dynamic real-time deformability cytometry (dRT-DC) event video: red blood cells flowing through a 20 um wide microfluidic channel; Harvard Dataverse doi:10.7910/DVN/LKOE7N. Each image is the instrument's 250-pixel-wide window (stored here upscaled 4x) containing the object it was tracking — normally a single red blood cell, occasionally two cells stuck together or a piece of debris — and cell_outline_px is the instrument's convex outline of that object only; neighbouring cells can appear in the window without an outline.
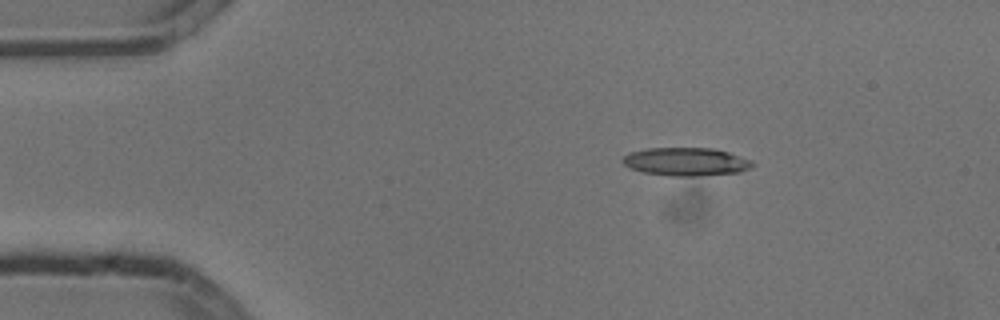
{"species": "common noctule bat (a hibernating species)", "species_latin": "Nyctalus noctula", "temperature_condition": "cold", "stored_images_in_passage": 4, "camera_frame_rate_fps": 3000, "um_per_image_px": 0.085, "animal": {"sex": "male", "body_mass_g": 13.3}, "frame": {"image": 1, "passage_image": 1, "time_ms": 0.0, "image_size_px": [1000, 320], "cell_outline_px": [[756, 164], [752, 168], [740, 172], [700, 176], [672, 176], [644, 172], [628, 168], [620, 160], [628, 152], [648, 148], [712, 148], [728, 152], [752, 160]], "centroid_in_image_um": [58.32, 13.74], "position_along_channel_um": 26.7, "area_um2": 21.56}}
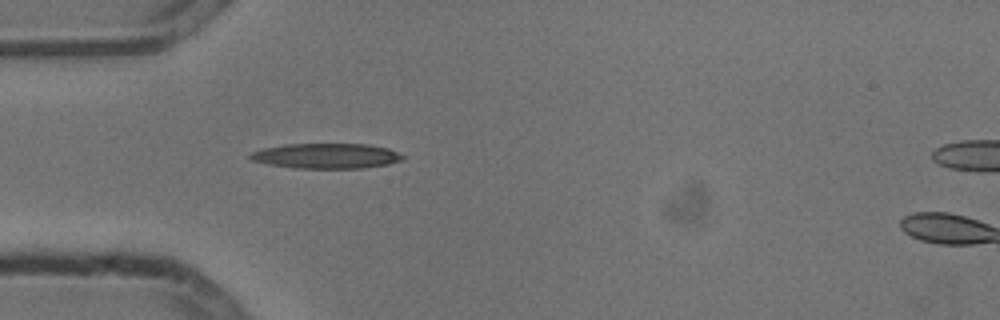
{"frame": {"image": 2, "passage_image": 3, "time_ms": 0.667, "image_size_px": [1000, 320], "cell_outline_px": [[404, 160], [388, 164], [364, 168], [292, 168], [268, 164], [252, 160], [248, 156], [252, 152], [264, 148], [284, 144], [368, 144], [388, 148], [404, 156]], "centroid_in_image_um": [27.75, 13.25], "position_along_channel_um": 57.3, "area_um2": 22.37}}